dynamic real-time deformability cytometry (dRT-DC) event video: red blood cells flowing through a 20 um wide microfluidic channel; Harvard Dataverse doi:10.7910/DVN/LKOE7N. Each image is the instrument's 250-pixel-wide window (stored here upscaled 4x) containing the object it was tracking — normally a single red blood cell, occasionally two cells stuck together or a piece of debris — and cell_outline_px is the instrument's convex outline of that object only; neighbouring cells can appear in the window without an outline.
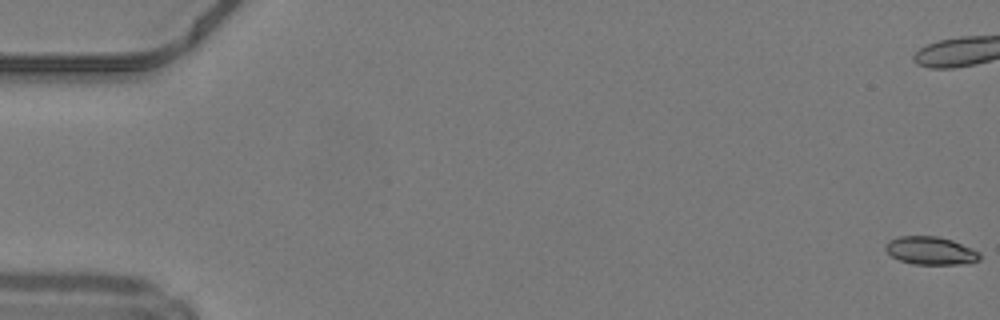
{"species": "common noctule bat (a hibernating species)", "species_latin": "Nyctalus noctula", "temperature_condition": "warm", "stored_images_in_passage": 48, "camera_frame_rate_fps": 3000, "um_per_image_px": 0.085, "animal": {"sex": "male", "body_mass_g": 19.2, "forearm_length_mm": 51.8}, "frame": {"image": 1, "passage_image": 1, "time_ms": 0.0, "image_size_px": [1000, 320], "cell_outline_px": [[980, 260], [972, 264], [912, 264], [900, 260], [892, 256], [884, 248], [884, 244], [888, 240], [900, 236], [936, 236], [952, 240], [980, 252]], "centroid_in_image_um": [79.11, 21.31], "position_along_channel_um": 5.9, "area_um2": 15.49}}